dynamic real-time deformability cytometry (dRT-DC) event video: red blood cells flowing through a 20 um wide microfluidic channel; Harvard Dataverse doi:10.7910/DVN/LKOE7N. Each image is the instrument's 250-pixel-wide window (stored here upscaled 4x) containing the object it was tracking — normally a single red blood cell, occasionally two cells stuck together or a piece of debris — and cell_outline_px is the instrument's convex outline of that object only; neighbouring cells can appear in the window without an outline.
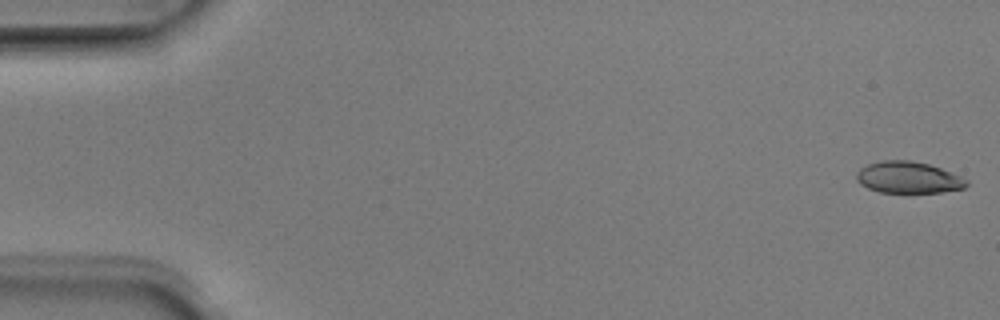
{"species": "Egyptian fruit bat (a non-hibernating species)", "species_latin": "Rousettus aegyptiacus", "temperature_condition": "room temperature", "stored_images_in_passage": 51, "camera_frame_rate_fps": 3000, "um_per_image_px": 0.085, "animal": {"sex": "male"}, "frame": {"image": 1, "passage_image": 1, "time_ms": 0.0, "image_size_px": [1000, 320], "cell_outline_px": [[968, 184], [964, 188], [944, 192], [908, 196], [880, 192], [868, 188], [860, 184], [856, 180], [856, 172], [860, 168], [868, 164], [880, 160], [912, 160], [928, 164], [940, 168], [960, 176], [968, 180]], "centroid_in_image_um": [77.19, 15.14], "position_along_channel_um": 7.8, "area_um2": 21.21}}
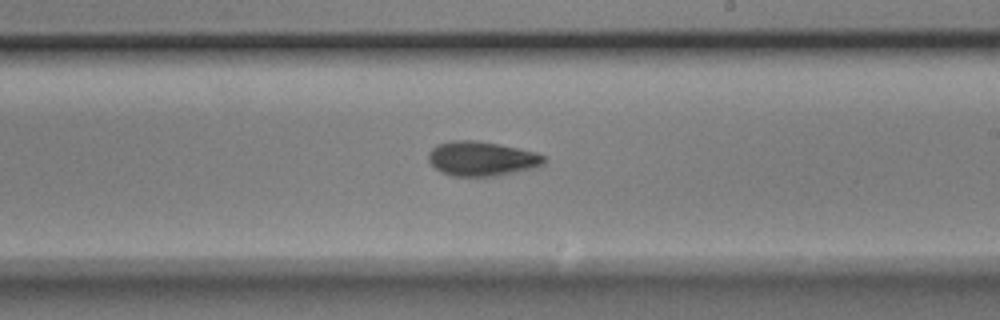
{"frame": {"image": 2, "passage_image": 30, "time_ms": 9.667, "image_size_px": [1000, 320], "cell_outline_px": [[544, 164], [540, 168], [496, 176], [452, 176], [440, 172], [428, 160], [428, 152], [436, 144], [452, 140], [476, 140], [536, 152], [544, 156]], "centroid_in_image_um": [40.95, 13.5], "position_along_channel_um": 248.0, "area_um2": 23.47}}
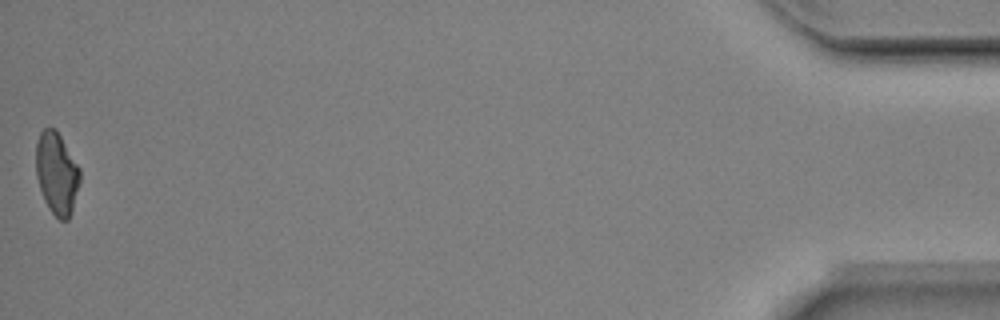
{"frame": {"image": 3, "passage_image": 51, "time_ms": 16.667, "image_size_px": [1000, 320], "cell_outline_px": [[80, 180], [72, 208], [68, 220], [60, 220], [48, 208], [44, 200], [36, 176], [36, 144], [40, 132], [44, 128], [56, 128], [80, 168]], "centroid_in_image_um": [4.81, 14.71], "position_along_channel_um": 430.4, "area_um2": 20.92}, "authors_computed_cell_mechanics": {"area_um2": 21.675, "velocity_mm_per_s": 3.9799, "shape_relaxation_time_tau1_ms": 2.9457, "shape_relaxation_time_tau2_ms": 2.9945, "deformation_change_tau1": 0.1247, "deformation_change_tau2": 0.086}}